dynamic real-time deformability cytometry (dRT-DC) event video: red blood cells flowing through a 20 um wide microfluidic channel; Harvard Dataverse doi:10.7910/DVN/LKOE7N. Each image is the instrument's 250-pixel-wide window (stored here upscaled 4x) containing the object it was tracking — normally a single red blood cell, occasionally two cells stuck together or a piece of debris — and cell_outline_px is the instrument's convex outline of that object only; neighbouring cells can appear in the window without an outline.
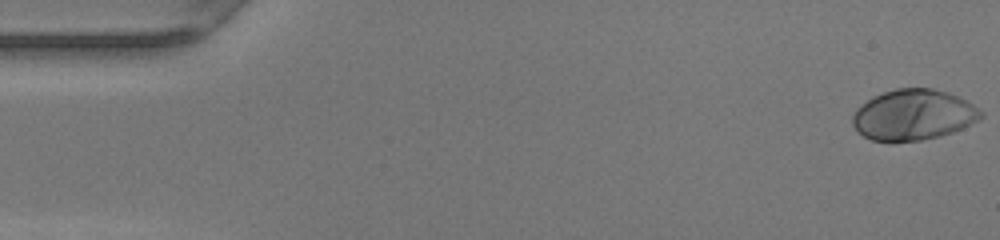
{"species": "human", "species_latin": "Homo sapiens", "temperature_condition": "warm", "stored_images_in_passage": 30, "camera_frame_rate_fps": 3000, "um_per_image_px": 0.085, "donor": {"sex": "female"}, "frame": {"image": 1, "passage_image": 1, "time_ms": 0.0, "image_size_px": [1000, 240], "cell_outline_px": [[984, 116], [980, 120], [964, 128], [940, 136], [920, 140], [872, 140], [856, 132], [852, 124], [852, 116], [856, 108], [872, 96], [896, 88], [932, 88], [948, 92], [972, 104], [984, 112]], "centroid_in_image_um": [77.64, 9.75], "position_along_channel_um": 7.4, "area_um2": 37.92}}
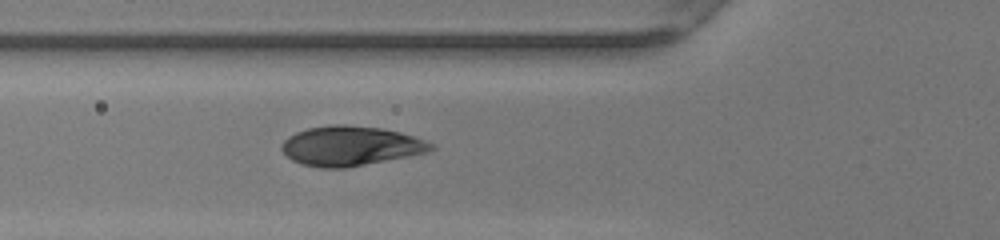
{"frame": {"image": 2, "passage_image": 18, "time_ms": 5.667, "image_size_px": [1000, 240], "cell_outline_px": [[436, 148], [428, 152], [408, 156], [344, 168], [320, 168], [300, 164], [292, 160], [280, 148], [284, 140], [288, 136], [296, 132], [308, 128], [328, 124], [344, 124], [380, 128], [400, 132], [416, 136], [436, 144]], "centroid_in_image_um": [29.81, 12.39], "position_along_channel_um": 96.0, "area_um2": 34.68}}
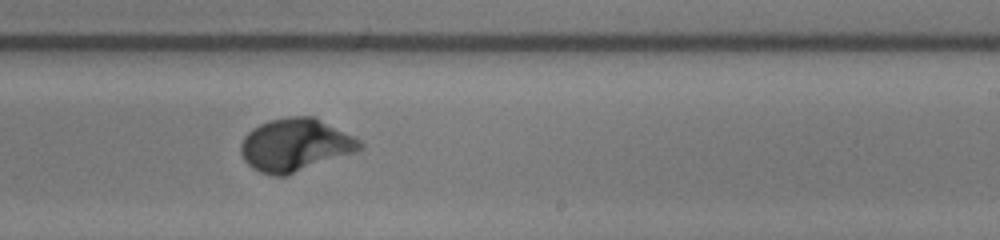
{"frame": {"image": 3, "passage_image": 30, "time_ms": 9.667, "image_size_px": [1000, 240], "cell_outline_px": [[364, 144], [356, 152], [288, 176], [272, 176], [260, 172], [252, 168], [244, 160], [240, 152], [240, 144], [244, 136], [252, 128], [268, 120], [288, 116], [316, 116], [360, 140]], "centroid_in_image_um": [25.09, 12.33], "position_along_channel_um": 263.9, "area_um2": 37.05}}